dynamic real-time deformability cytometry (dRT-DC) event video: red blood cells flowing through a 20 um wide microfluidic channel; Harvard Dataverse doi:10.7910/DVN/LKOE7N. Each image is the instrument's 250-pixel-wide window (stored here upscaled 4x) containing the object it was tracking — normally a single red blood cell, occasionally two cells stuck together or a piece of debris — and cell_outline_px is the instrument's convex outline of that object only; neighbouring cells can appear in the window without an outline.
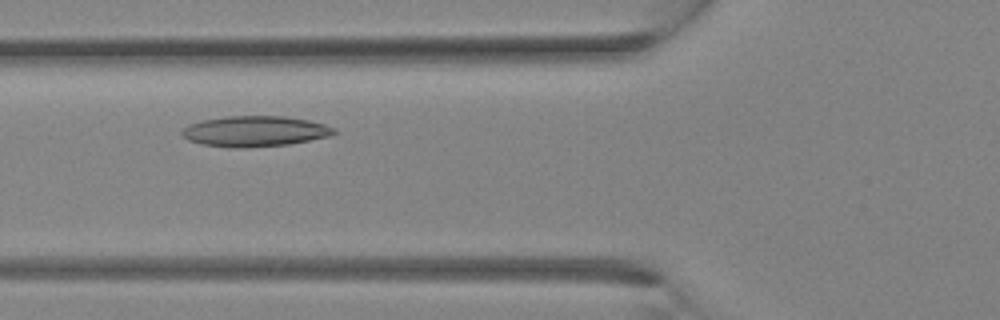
{"species": "Egyptian fruit bat (a non-hibernating species)", "species_latin": "Rousettus aegyptiacus", "temperature_condition": "room temperature", "stored_images_in_passage": 18, "camera_frame_rate_fps": 3000, "um_per_image_px": 0.085, "animal": {"sex": "female"}, "frame": {"image": 1, "passage_image": 8, "time_ms": 2.333, "image_size_px": [1000, 320], "cell_outline_px": [[336, 132], [328, 136], [288, 144], [244, 148], [228, 148], [200, 144], [188, 140], [180, 132], [188, 124], [200, 120], [228, 116], [284, 116], [308, 120], [324, 124], [336, 128]], "centroid_in_image_um": [21.61, 11.16], "position_along_channel_um": 104.2, "area_um2": 27.17}}
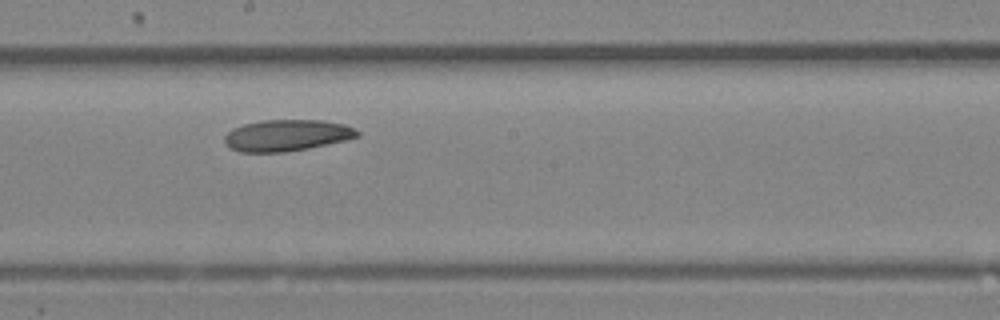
{"frame": {"image": 2, "passage_image": 14, "time_ms": 4.333, "image_size_px": [1000, 320], "cell_outline_px": [[360, 136], [348, 140], [308, 148], [284, 152], [240, 152], [228, 148], [224, 144], [224, 136], [232, 128], [244, 124], [260, 120], [324, 120], [344, 124], [360, 132]], "centroid_in_image_um": [24.36, 11.51], "position_along_channel_um": 223.8, "area_um2": 24.57}}
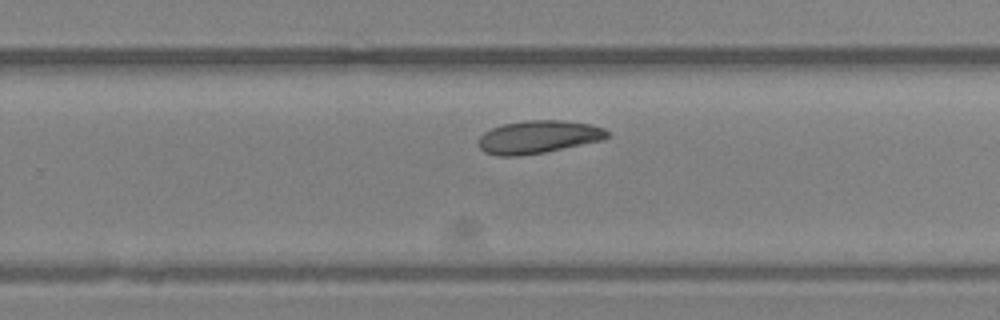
{"frame": {"image": 3, "passage_image": 17, "time_ms": 5.333, "image_size_px": [1000, 320], "cell_outline_px": [[612, 136], [604, 140], [544, 152], [520, 156], [496, 156], [484, 152], [480, 148], [480, 136], [484, 132], [492, 128], [504, 124], [528, 120], [560, 120], [592, 124], [604, 128]], "centroid_in_image_um": [45.8, 11.64], "position_along_channel_um": 284.0, "area_um2": 24.74}}